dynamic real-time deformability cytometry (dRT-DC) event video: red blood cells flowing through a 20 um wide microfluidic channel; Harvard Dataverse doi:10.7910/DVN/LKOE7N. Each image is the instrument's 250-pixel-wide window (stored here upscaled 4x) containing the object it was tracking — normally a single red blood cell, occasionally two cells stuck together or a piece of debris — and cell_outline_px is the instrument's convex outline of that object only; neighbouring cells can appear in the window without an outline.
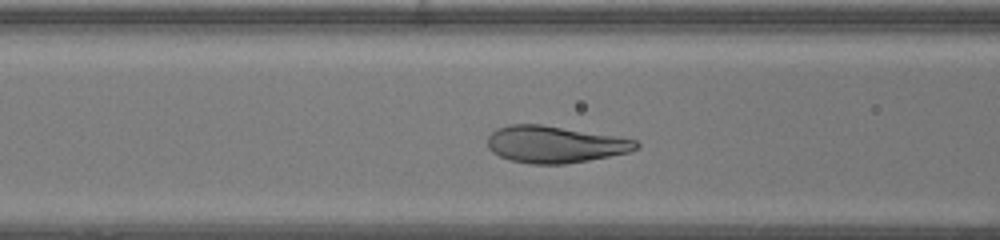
{"species": "human", "species_latin": "Homo sapiens", "temperature_condition": "warm", "stored_images_in_passage": 32, "camera_frame_rate_fps": 3000, "um_per_image_px": 0.085, "donor": {"sex": "female"}, "frame": {"image": 1, "passage_image": 12, "time_ms": 3.667, "image_size_px": [1000, 240], "cell_outline_px": [[640, 148], [628, 152], [588, 160], [564, 164], [532, 164], [512, 160], [500, 156], [492, 152], [488, 148], [488, 136], [496, 128], [508, 124], [540, 124], [616, 136], [636, 140], [640, 144]], "centroid_in_image_um": [47.15, 12.26], "position_along_channel_um": 119.4, "area_um2": 31.79}}
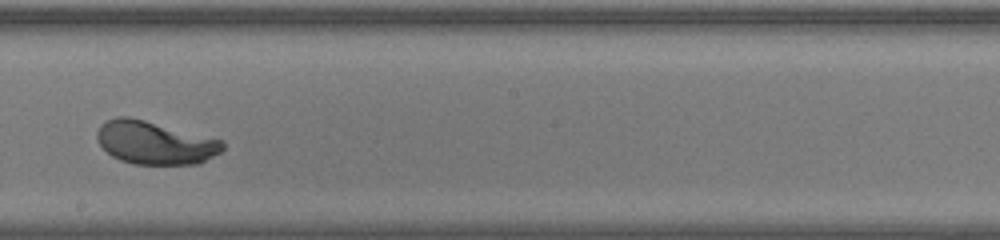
{"frame": {"image": 2, "passage_image": 20, "time_ms": 6.333, "image_size_px": [1000, 240], "cell_outline_px": [[224, 148], [220, 152], [200, 164], [132, 164], [120, 160], [112, 156], [96, 140], [96, 132], [100, 124], [116, 116], [128, 116], [224, 140]], "centroid_in_image_um": [13.16, 12.13], "position_along_channel_um": 235.0, "area_um2": 31.62}}
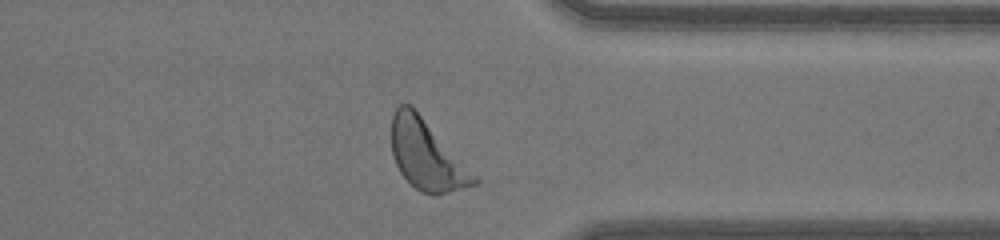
{"frame": {"image": 3, "passage_image": 30, "time_ms": 9.667, "image_size_px": [1000, 240], "cell_outline_px": [[480, 180], [476, 184], [464, 188], [436, 196], [432, 196], [420, 192], [400, 172], [396, 164], [392, 152], [392, 116], [396, 108], [400, 104], [412, 104]], "centroid_in_image_um": [36.27, 13.19], "position_along_channel_um": 375.1, "area_um2": 33.35}, "authors_computed_cell_mechanics": {"area_um2": 31.9056, "velocity_mm_per_s": 4.3471, "shape_relaxation_time_tau1_ms": 1.7332, "shape_relaxation_time_tau2_ms": null, "deformation_change_tau1": 0.161, "deformation_change_tau2": null}}